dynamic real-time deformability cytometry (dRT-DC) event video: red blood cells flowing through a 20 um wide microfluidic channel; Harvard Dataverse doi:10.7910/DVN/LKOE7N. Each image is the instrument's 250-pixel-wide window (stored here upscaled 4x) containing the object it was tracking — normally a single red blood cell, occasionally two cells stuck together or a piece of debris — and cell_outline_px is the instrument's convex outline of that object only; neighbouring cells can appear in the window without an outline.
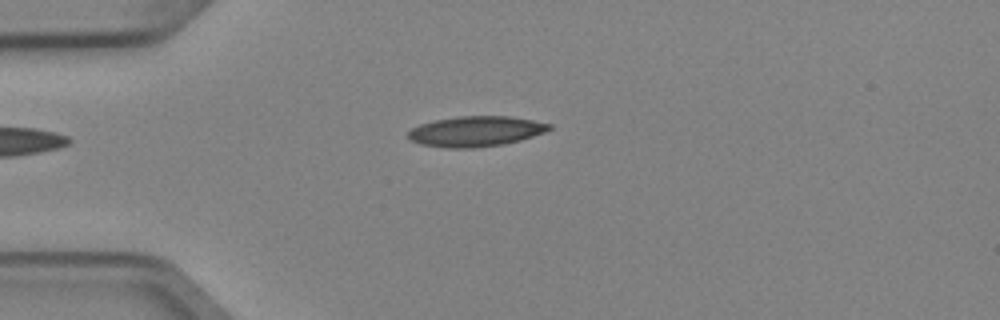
{"species": "Egyptian fruit bat (a non-hibernating species)", "species_latin": "Rousettus aegyptiacus", "temperature_condition": "cold", "stored_images_in_passage": 5, "camera_frame_rate_fps": 3000, "um_per_image_px": 0.085, "animal": {"sex": "female"}, "frame": {"image": 1, "passage_image": 5, "time_ms": 1.333, "image_size_px": [1000, 320], "cell_outline_px": [[552, 128], [544, 132], [520, 140], [504, 144], [472, 148], [448, 148], [420, 144], [412, 140], [408, 136], [408, 132], [412, 128], [420, 124], [436, 120], [456, 116], [508, 116], [532, 120], [552, 124]], "centroid_in_image_um": [40.44, 11.16], "position_along_channel_um": 44.6, "area_um2": 24.8}}